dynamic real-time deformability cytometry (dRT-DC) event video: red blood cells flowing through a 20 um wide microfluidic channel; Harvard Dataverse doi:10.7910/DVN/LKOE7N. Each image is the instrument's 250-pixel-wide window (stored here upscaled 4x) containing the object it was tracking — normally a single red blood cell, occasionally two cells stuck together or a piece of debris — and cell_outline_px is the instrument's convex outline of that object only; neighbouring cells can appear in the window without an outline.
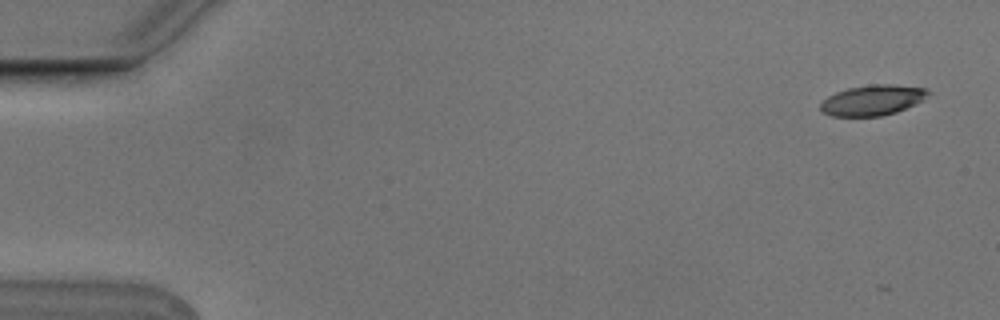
{"species": "Egyptian fruit bat (a non-hibernating species)", "species_latin": "Rousettus aegyptiacus", "temperature_condition": "cold", "stored_images_in_passage": 5, "camera_frame_rate_fps": 3000, "um_per_image_px": 0.085, "animal": {"sex": "male"}, "frame": {"image": 1, "passage_image": 1, "time_ms": 0.0, "image_size_px": [1000, 320], "cell_outline_px": [[932, 92], [924, 100], [916, 104], [896, 112], [880, 116], [832, 116], [820, 112], [820, 104], [828, 96], [836, 92], [848, 88], [872, 84], [892, 84], [928, 88]], "centroid_in_image_um": [74.2, 8.51], "position_along_channel_um": 10.8, "area_um2": 19.31}}